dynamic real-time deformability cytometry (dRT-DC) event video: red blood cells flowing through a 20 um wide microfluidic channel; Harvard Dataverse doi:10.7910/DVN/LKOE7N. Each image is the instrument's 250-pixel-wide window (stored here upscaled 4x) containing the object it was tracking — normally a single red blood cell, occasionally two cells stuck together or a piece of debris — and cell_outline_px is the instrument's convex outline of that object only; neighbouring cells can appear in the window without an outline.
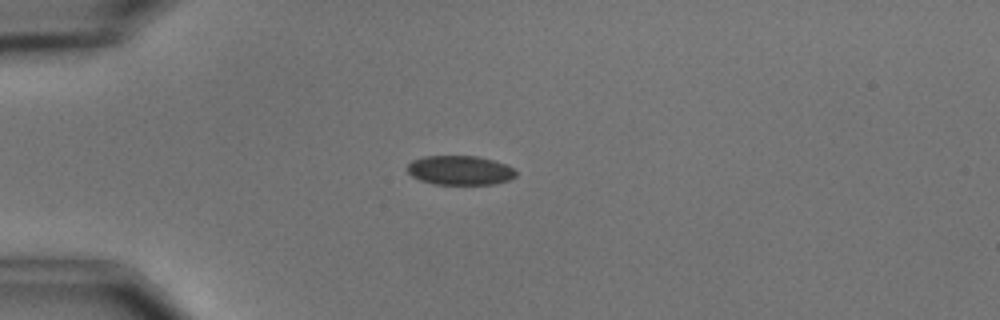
{"species": "common noctule bat (a hibernating species)", "species_latin": "Nyctalus noctula", "temperature_condition": "cold", "stored_images_in_passage": 3, "camera_frame_rate_fps": 3000, "um_per_image_px": 0.085, "animal": {"sex": "male", "body_mass_g": 15.6}, "frame": {"image": 1, "passage_image": 3, "time_ms": 2.333, "image_size_px": [1000, 320], "cell_outline_px": [[516, 176], [508, 180], [492, 184], [436, 184], [420, 180], [412, 176], [408, 172], [408, 164], [412, 160], [424, 156], [476, 156], [492, 160], [504, 164], [512, 168], [516, 172]], "centroid_in_image_um": [39.07, 14.47], "position_along_channel_um": 45.9, "area_um2": 18.32}}